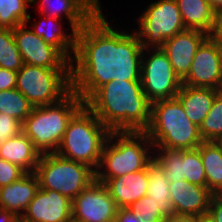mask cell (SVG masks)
Segmentation results:
<instances>
[{"label": "cell", "instance_id": "obj_1", "mask_svg": "<svg viewBox=\"0 0 222 222\" xmlns=\"http://www.w3.org/2000/svg\"><path fill=\"white\" fill-rule=\"evenodd\" d=\"M103 13L101 9L76 35L71 83L84 102L110 81H140L144 48L137 33L117 28Z\"/></svg>", "mask_w": 222, "mask_h": 222}, {"label": "cell", "instance_id": "obj_2", "mask_svg": "<svg viewBox=\"0 0 222 222\" xmlns=\"http://www.w3.org/2000/svg\"><path fill=\"white\" fill-rule=\"evenodd\" d=\"M84 104L110 131L145 132L151 102L141 81L113 80L98 88Z\"/></svg>", "mask_w": 222, "mask_h": 222}, {"label": "cell", "instance_id": "obj_3", "mask_svg": "<svg viewBox=\"0 0 222 222\" xmlns=\"http://www.w3.org/2000/svg\"><path fill=\"white\" fill-rule=\"evenodd\" d=\"M154 160V145L145 132L111 131L104 144L95 180L104 183L145 169Z\"/></svg>", "mask_w": 222, "mask_h": 222}, {"label": "cell", "instance_id": "obj_4", "mask_svg": "<svg viewBox=\"0 0 222 222\" xmlns=\"http://www.w3.org/2000/svg\"><path fill=\"white\" fill-rule=\"evenodd\" d=\"M145 133L154 148L192 150L203 142L199 127L188 119L177 98L151 104V121Z\"/></svg>", "mask_w": 222, "mask_h": 222}, {"label": "cell", "instance_id": "obj_5", "mask_svg": "<svg viewBox=\"0 0 222 222\" xmlns=\"http://www.w3.org/2000/svg\"><path fill=\"white\" fill-rule=\"evenodd\" d=\"M110 132L84 104L69 120L55 153L63 158L86 164L96 171Z\"/></svg>", "mask_w": 222, "mask_h": 222}, {"label": "cell", "instance_id": "obj_6", "mask_svg": "<svg viewBox=\"0 0 222 222\" xmlns=\"http://www.w3.org/2000/svg\"><path fill=\"white\" fill-rule=\"evenodd\" d=\"M83 105V99L72 90L58 103L34 107L22 123V132L40 154L55 153L69 120Z\"/></svg>", "mask_w": 222, "mask_h": 222}, {"label": "cell", "instance_id": "obj_7", "mask_svg": "<svg viewBox=\"0 0 222 222\" xmlns=\"http://www.w3.org/2000/svg\"><path fill=\"white\" fill-rule=\"evenodd\" d=\"M34 173L40 189L54 190L71 200L95 181L91 167L56 153L41 154Z\"/></svg>", "mask_w": 222, "mask_h": 222}, {"label": "cell", "instance_id": "obj_8", "mask_svg": "<svg viewBox=\"0 0 222 222\" xmlns=\"http://www.w3.org/2000/svg\"><path fill=\"white\" fill-rule=\"evenodd\" d=\"M16 89L33 107L58 103L72 91L71 69L23 64L17 71Z\"/></svg>", "mask_w": 222, "mask_h": 222}, {"label": "cell", "instance_id": "obj_9", "mask_svg": "<svg viewBox=\"0 0 222 222\" xmlns=\"http://www.w3.org/2000/svg\"><path fill=\"white\" fill-rule=\"evenodd\" d=\"M137 15L132 27L142 47L161 48L165 41L186 30L176 0H154Z\"/></svg>", "mask_w": 222, "mask_h": 222}, {"label": "cell", "instance_id": "obj_10", "mask_svg": "<svg viewBox=\"0 0 222 222\" xmlns=\"http://www.w3.org/2000/svg\"><path fill=\"white\" fill-rule=\"evenodd\" d=\"M140 81L151 103L176 98L182 85V80L174 73L168 56L161 48L143 50Z\"/></svg>", "mask_w": 222, "mask_h": 222}, {"label": "cell", "instance_id": "obj_11", "mask_svg": "<svg viewBox=\"0 0 222 222\" xmlns=\"http://www.w3.org/2000/svg\"><path fill=\"white\" fill-rule=\"evenodd\" d=\"M117 210L107 187L95 180L72 200V221L115 222Z\"/></svg>", "mask_w": 222, "mask_h": 222}, {"label": "cell", "instance_id": "obj_12", "mask_svg": "<svg viewBox=\"0 0 222 222\" xmlns=\"http://www.w3.org/2000/svg\"><path fill=\"white\" fill-rule=\"evenodd\" d=\"M13 37L24 64L48 69H71V62L37 36L26 23L13 29Z\"/></svg>", "mask_w": 222, "mask_h": 222}, {"label": "cell", "instance_id": "obj_13", "mask_svg": "<svg viewBox=\"0 0 222 222\" xmlns=\"http://www.w3.org/2000/svg\"><path fill=\"white\" fill-rule=\"evenodd\" d=\"M182 85L221 89L222 52L209 37L198 47Z\"/></svg>", "mask_w": 222, "mask_h": 222}, {"label": "cell", "instance_id": "obj_14", "mask_svg": "<svg viewBox=\"0 0 222 222\" xmlns=\"http://www.w3.org/2000/svg\"><path fill=\"white\" fill-rule=\"evenodd\" d=\"M31 5L42 15L67 19L77 32L103 9L95 0H31Z\"/></svg>", "mask_w": 222, "mask_h": 222}, {"label": "cell", "instance_id": "obj_15", "mask_svg": "<svg viewBox=\"0 0 222 222\" xmlns=\"http://www.w3.org/2000/svg\"><path fill=\"white\" fill-rule=\"evenodd\" d=\"M19 219L24 222H72V200L54 190L39 188Z\"/></svg>", "mask_w": 222, "mask_h": 222}, {"label": "cell", "instance_id": "obj_16", "mask_svg": "<svg viewBox=\"0 0 222 222\" xmlns=\"http://www.w3.org/2000/svg\"><path fill=\"white\" fill-rule=\"evenodd\" d=\"M169 193L175 216H198L208 213L213 193L204 186L187 180L170 183Z\"/></svg>", "mask_w": 222, "mask_h": 222}, {"label": "cell", "instance_id": "obj_17", "mask_svg": "<svg viewBox=\"0 0 222 222\" xmlns=\"http://www.w3.org/2000/svg\"><path fill=\"white\" fill-rule=\"evenodd\" d=\"M37 14L41 17L40 20L36 17L32 21L34 17L30 14L26 24L37 36L42 37L47 44L55 47L69 62H72L76 49L77 31L73 27L66 29L63 19L45 16L38 12Z\"/></svg>", "mask_w": 222, "mask_h": 222}, {"label": "cell", "instance_id": "obj_18", "mask_svg": "<svg viewBox=\"0 0 222 222\" xmlns=\"http://www.w3.org/2000/svg\"><path fill=\"white\" fill-rule=\"evenodd\" d=\"M208 37L202 31L186 29L165 41L161 49L166 53L174 73L183 80L189 73L198 47Z\"/></svg>", "mask_w": 222, "mask_h": 222}, {"label": "cell", "instance_id": "obj_19", "mask_svg": "<svg viewBox=\"0 0 222 222\" xmlns=\"http://www.w3.org/2000/svg\"><path fill=\"white\" fill-rule=\"evenodd\" d=\"M148 166L140 171L107 179L103 184L118 208H128L133 202L147 195Z\"/></svg>", "mask_w": 222, "mask_h": 222}, {"label": "cell", "instance_id": "obj_20", "mask_svg": "<svg viewBox=\"0 0 222 222\" xmlns=\"http://www.w3.org/2000/svg\"><path fill=\"white\" fill-rule=\"evenodd\" d=\"M39 188L37 175L27 172L11 184L0 187V208L12 211L20 218Z\"/></svg>", "mask_w": 222, "mask_h": 222}, {"label": "cell", "instance_id": "obj_21", "mask_svg": "<svg viewBox=\"0 0 222 222\" xmlns=\"http://www.w3.org/2000/svg\"><path fill=\"white\" fill-rule=\"evenodd\" d=\"M220 90L181 85L176 98L192 123L200 127Z\"/></svg>", "mask_w": 222, "mask_h": 222}, {"label": "cell", "instance_id": "obj_22", "mask_svg": "<svg viewBox=\"0 0 222 222\" xmlns=\"http://www.w3.org/2000/svg\"><path fill=\"white\" fill-rule=\"evenodd\" d=\"M40 156V152L23 132L4 140L0 145V158L20 166L26 172H35Z\"/></svg>", "mask_w": 222, "mask_h": 222}, {"label": "cell", "instance_id": "obj_23", "mask_svg": "<svg viewBox=\"0 0 222 222\" xmlns=\"http://www.w3.org/2000/svg\"><path fill=\"white\" fill-rule=\"evenodd\" d=\"M186 29L210 34L218 11L209 0H176Z\"/></svg>", "mask_w": 222, "mask_h": 222}, {"label": "cell", "instance_id": "obj_24", "mask_svg": "<svg viewBox=\"0 0 222 222\" xmlns=\"http://www.w3.org/2000/svg\"><path fill=\"white\" fill-rule=\"evenodd\" d=\"M200 151L206 176V187L214 194L222 193V150L212 141H203Z\"/></svg>", "mask_w": 222, "mask_h": 222}, {"label": "cell", "instance_id": "obj_25", "mask_svg": "<svg viewBox=\"0 0 222 222\" xmlns=\"http://www.w3.org/2000/svg\"><path fill=\"white\" fill-rule=\"evenodd\" d=\"M149 182L147 195L159 204L161 212L166 216H173L171 197L169 193L170 181L164 171L154 160L148 165Z\"/></svg>", "mask_w": 222, "mask_h": 222}, {"label": "cell", "instance_id": "obj_26", "mask_svg": "<svg viewBox=\"0 0 222 222\" xmlns=\"http://www.w3.org/2000/svg\"><path fill=\"white\" fill-rule=\"evenodd\" d=\"M33 105L16 88L0 91V112L14 117L21 123L30 115Z\"/></svg>", "mask_w": 222, "mask_h": 222}, {"label": "cell", "instance_id": "obj_27", "mask_svg": "<svg viewBox=\"0 0 222 222\" xmlns=\"http://www.w3.org/2000/svg\"><path fill=\"white\" fill-rule=\"evenodd\" d=\"M31 0H0V28L14 29L31 14Z\"/></svg>", "mask_w": 222, "mask_h": 222}, {"label": "cell", "instance_id": "obj_28", "mask_svg": "<svg viewBox=\"0 0 222 222\" xmlns=\"http://www.w3.org/2000/svg\"><path fill=\"white\" fill-rule=\"evenodd\" d=\"M183 150L154 148V162L164 171L171 182L185 180L182 174Z\"/></svg>", "mask_w": 222, "mask_h": 222}, {"label": "cell", "instance_id": "obj_29", "mask_svg": "<svg viewBox=\"0 0 222 222\" xmlns=\"http://www.w3.org/2000/svg\"><path fill=\"white\" fill-rule=\"evenodd\" d=\"M23 64L22 56L15 44L13 30L0 28V68L17 72Z\"/></svg>", "mask_w": 222, "mask_h": 222}, {"label": "cell", "instance_id": "obj_30", "mask_svg": "<svg viewBox=\"0 0 222 222\" xmlns=\"http://www.w3.org/2000/svg\"><path fill=\"white\" fill-rule=\"evenodd\" d=\"M203 141H214L222 134V93H219L212 107L199 127Z\"/></svg>", "mask_w": 222, "mask_h": 222}, {"label": "cell", "instance_id": "obj_31", "mask_svg": "<svg viewBox=\"0 0 222 222\" xmlns=\"http://www.w3.org/2000/svg\"><path fill=\"white\" fill-rule=\"evenodd\" d=\"M182 174L189 183L206 187L205 170L198 149L183 150Z\"/></svg>", "mask_w": 222, "mask_h": 222}, {"label": "cell", "instance_id": "obj_32", "mask_svg": "<svg viewBox=\"0 0 222 222\" xmlns=\"http://www.w3.org/2000/svg\"><path fill=\"white\" fill-rule=\"evenodd\" d=\"M128 209L135 213L142 222H164L167 218L161 212L159 204L148 195L133 202Z\"/></svg>", "mask_w": 222, "mask_h": 222}, {"label": "cell", "instance_id": "obj_33", "mask_svg": "<svg viewBox=\"0 0 222 222\" xmlns=\"http://www.w3.org/2000/svg\"><path fill=\"white\" fill-rule=\"evenodd\" d=\"M26 173L20 166L0 158V187L11 184Z\"/></svg>", "mask_w": 222, "mask_h": 222}, {"label": "cell", "instance_id": "obj_34", "mask_svg": "<svg viewBox=\"0 0 222 222\" xmlns=\"http://www.w3.org/2000/svg\"><path fill=\"white\" fill-rule=\"evenodd\" d=\"M22 132V123L0 112V145L4 140L10 139Z\"/></svg>", "mask_w": 222, "mask_h": 222}, {"label": "cell", "instance_id": "obj_35", "mask_svg": "<svg viewBox=\"0 0 222 222\" xmlns=\"http://www.w3.org/2000/svg\"><path fill=\"white\" fill-rule=\"evenodd\" d=\"M17 72L0 68V91L16 88Z\"/></svg>", "mask_w": 222, "mask_h": 222}, {"label": "cell", "instance_id": "obj_36", "mask_svg": "<svg viewBox=\"0 0 222 222\" xmlns=\"http://www.w3.org/2000/svg\"><path fill=\"white\" fill-rule=\"evenodd\" d=\"M208 214L214 220V222H222V196L213 195L210 206L208 208Z\"/></svg>", "mask_w": 222, "mask_h": 222}, {"label": "cell", "instance_id": "obj_37", "mask_svg": "<svg viewBox=\"0 0 222 222\" xmlns=\"http://www.w3.org/2000/svg\"><path fill=\"white\" fill-rule=\"evenodd\" d=\"M208 37L217 45L222 52V18L218 15Z\"/></svg>", "mask_w": 222, "mask_h": 222}, {"label": "cell", "instance_id": "obj_38", "mask_svg": "<svg viewBox=\"0 0 222 222\" xmlns=\"http://www.w3.org/2000/svg\"><path fill=\"white\" fill-rule=\"evenodd\" d=\"M115 222H142V221L135 213H132L128 208H118Z\"/></svg>", "mask_w": 222, "mask_h": 222}, {"label": "cell", "instance_id": "obj_39", "mask_svg": "<svg viewBox=\"0 0 222 222\" xmlns=\"http://www.w3.org/2000/svg\"><path fill=\"white\" fill-rule=\"evenodd\" d=\"M17 217L12 211L0 208V222H17Z\"/></svg>", "mask_w": 222, "mask_h": 222}, {"label": "cell", "instance_id": "obj_40", "mask_svg": "<svg viewBox=\"0 0 222 222\" xmlns=\"http://www.w3.org/2000/svg\"><path fill=\"white\" fill-rule=\"evenodd\" d=\"M164 222H193L192 216H169Z\"/></svg>", "mask_w": 222, "mask_h": 222}, {"label": "cell", "instance_id": "obj_41", "mask_svg": "<svg viewBox=\"0 0 222 222\" xmlns=\"http://www.w3.org/2000/svg\"><path fill=\"white\" fill-rule=\"evenodd\" d=\"M193 222H214V220L207 213V214H204V215L194 216L193 217Z\"/></svg>", "mask_w": 222, "mask_h": 222}, {"label": "cell", "instance_id": "obj_42", "mask_svg": "<svg viewBox=\"0 0 222 222\" xmlns=\"http://www.w3.org/2000/svg\"><path fill=\"white\" fill-rule=\"evenodd\" d=\"M211 5L218 11L222 8V0H209Z\"/></svg>", "mask_w": 222, "mask_h": 222}, {"label": "cell", "instance_id": "obj_43", "mask_svg": "<svg viewBox=\"0 0 222 222\" xmlns=\"http://www.w3.org/2000/svg\"><path fill=\"white\" fill-rule=\"evenodd\" d=\"M214 142L221 150H222V134L220 136H218L214 141Z\"/></svg>", "mask_w": 222, "mask_h": 222}, {"label": "cell", "instance_id": "obj_44", "mask_svg": "<svg viewBox=\"0 0 222 222\" xmlns=\"http://www.w3.org/2000/svg\"><path fill=\"white\" fill-rule=\"evenodd\" d=\"M218 15L222 18V8L218 10Z\"/></svg>", "mask_w": 222, "mask_h": 222}, {"label": "cell", "instance_id": "obj_45", "mask_svg": "<svg viewBox=\"0 0 222 222\" xmlns=\"http://www.w3.org/2000/svg\"><path fill=\"white\" fill-rule=\"evenodd\" d=\"M99 5H101V2H100V0H95Z\"/></svg>", "mask_w": 222, "mask_h": 222}]
</instances>
